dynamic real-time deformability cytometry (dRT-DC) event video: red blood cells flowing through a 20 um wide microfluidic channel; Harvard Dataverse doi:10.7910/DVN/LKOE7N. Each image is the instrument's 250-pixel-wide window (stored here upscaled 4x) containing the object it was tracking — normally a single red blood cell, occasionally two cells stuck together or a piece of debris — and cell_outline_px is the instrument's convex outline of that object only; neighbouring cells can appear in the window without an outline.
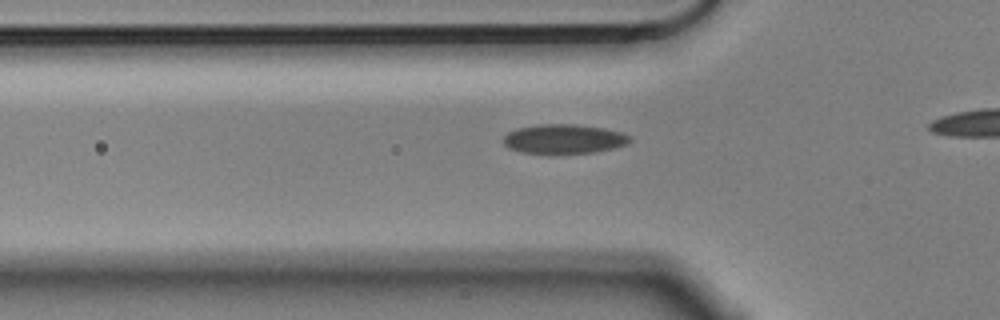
{"species": "Egyptian fruit bat (a non-hibernating species)", "species_latin": "Rousettus aegyptiacus", "temperature_condition": "cold", "stored_images_in_passage": 9, "camera_frame_rate_fps": 3000, "um_per_image_px": 0.085, "animal": {"sex": "male"}, "frame": {"image": 1, "passage_image": 3, "time_ms": 0.667, "image_size_px": [1000, 320], "cell_outline_px": [[632, 140], [628, 144], [612, 148], [592, 152], [548, 156], [520, 152], [508, 148], [504, 144], [504, 136], [508, 132], [516, 128], [540, 124], [576, 124], [604, 128], [620, 132], [628, 136]], "centroid_in_image_um": [47.87, 11.84], "position_along_channel_um": 77.9, "area_um2": 22.25}}
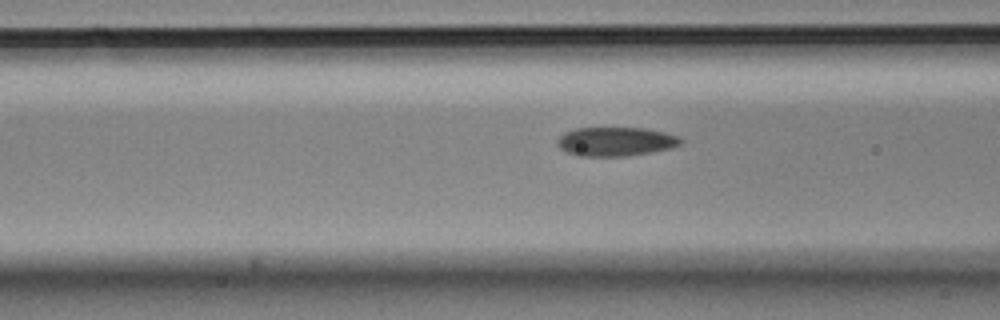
{"frame": {"image": 2, "passage_image": 6, "time_ms": 1.667, "image_size_px": [1000, 320], "cell_outline_px": [[684, 140], [680, 144], [672, 148], [652, 152], [624, 156], [576, 156], [560, 148], [556, 144], [556, 140], [564, 132], [576, 128], [644, 128], [664, 132], [680, 136]], "centroid_in_image_um": [52.34, 12.03], "position_along_channel_um": 114.3, "area_um2": 20.98}}